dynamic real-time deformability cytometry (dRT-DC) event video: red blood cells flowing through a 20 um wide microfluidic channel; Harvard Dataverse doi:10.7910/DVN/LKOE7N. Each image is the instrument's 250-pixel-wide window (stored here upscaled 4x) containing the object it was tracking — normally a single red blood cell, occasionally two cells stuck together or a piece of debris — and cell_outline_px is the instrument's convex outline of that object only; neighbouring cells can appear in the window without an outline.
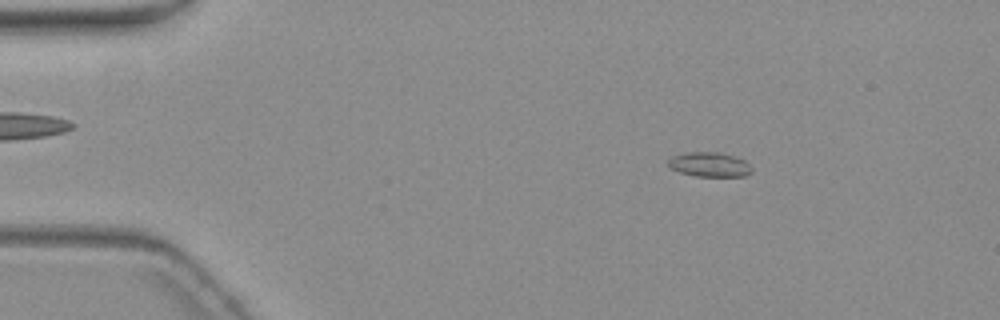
{"species": "common noctule bat (a hibernating species)", "species_latin": "Nyctalus noctula", "temperature_condition": "warm", "stored_images_in_passage": 5, "camera_frame_rate_fps": 3000, "um_per_image_px": 0.085, "animal": {"sex": "female", "body_mass_g": 19.3, "forearm_length_mm": 54.1}, "frame": {"image": 1, "passage_image": 2, "time_ms": 1.0, "image_size_px": [1000, 320], "cell_outline_px": [[752, 172], [744, 176], [696, 176], [680, 172], [668, 168], [668, 160], [672, 156], [688, 152], [720, 152], [744, 160], [752, 168]], "centroid_in_image_um": [60.28, 13.98], "position_along_channel_um": 24.7, "area_um2": 11.91}}